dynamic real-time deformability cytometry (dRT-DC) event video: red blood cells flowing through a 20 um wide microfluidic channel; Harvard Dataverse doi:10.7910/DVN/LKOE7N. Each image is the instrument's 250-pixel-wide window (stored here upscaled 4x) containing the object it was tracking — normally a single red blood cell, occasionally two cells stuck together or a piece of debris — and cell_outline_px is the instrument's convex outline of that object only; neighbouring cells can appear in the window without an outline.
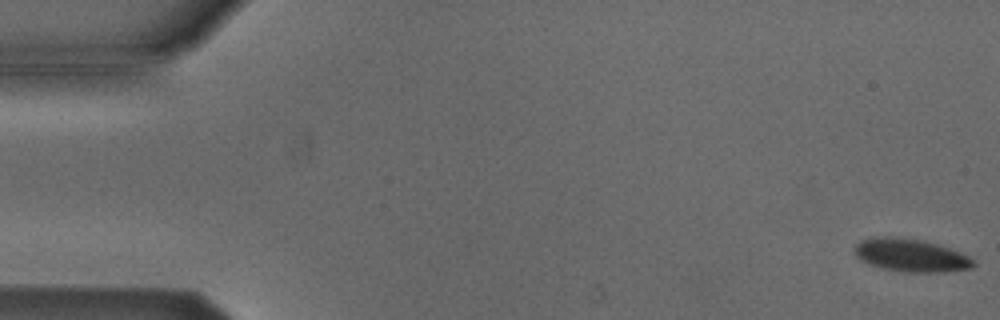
{"species": "Egyptian fruit bat (a non-hibernating species)", "species_latin": "Rousettus aegyptiacus", "temperature_condition": "cold", "stored_images_in_passage": 53, "camera_frame_rate_fps": 3000, "um_per_image_px": 0.085, "animal": {"sex": "male"}, "frame": {"image": 1, "passage_image": 1, "time_ms": 0.0, "image_size_px": [1000, 320], "cell_outline_px": [[976, 264], [972, 268], [944, 272], [900, 272], [868, 264], [860, 260], [856, 256], [856, 244], [860, 240], [884, 236], [892, 236], [920, 240], [936, 244], [960, 252], [968, 256]], "centroid_in_image_um": [77.42, 21.71], "position_along_channel_um": 7.6, "area_um2": 22.6}}
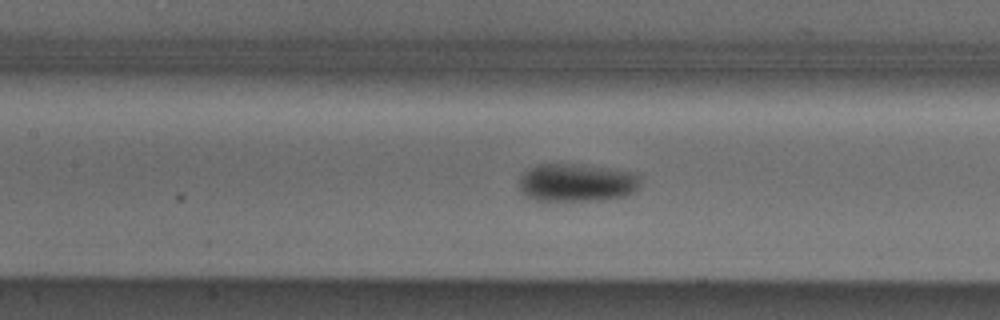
{"frame": {"image": 2, "passage_image": 24, "time_ms": 7.667, "image_size_px": [1000, 320], "cell_outline_px": [[640, 184], [636, 192], [628, 196], [600, 200], [536, 200], [524, 196], [520, 192], [520, 176], [528, 168], [536, 164], [572, 164], [632, 172], [636, 176]], "centroid_in_image_um": [48.98, 15.54], "position_along_channel_um": 158.4, "area_um2": 26.7}}
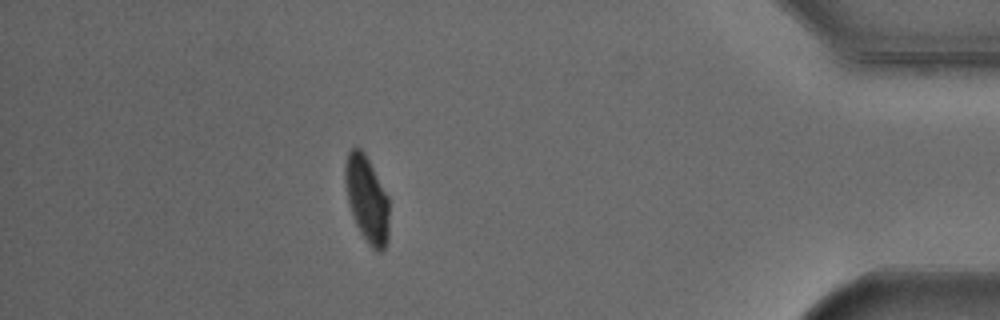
{"frame": {"image": 3, "passage_image": 47, "time_ms": 15.333, "image_size_px": [1000, 320], "cell_outline_px": [[388, 240], [384, 248], [380, 252], [372, 248], [368, 244], [360, 232], [352, 216], [348, 200], [344, 180], [344, 164], [348, 152], [356, 144], [364, 152], [388, 196]], "centroid_in_image_um": [31.16, 16.9], "position_along_channel_um": 404.0, "area_um2": 22.2}, "authors_computed_cell_mechanics": {"area_um2": 24.0448, "velocity_mm_per_s": 3.8461, "shape_relaxation_time_tau1_ms": 2.9008, "shape_relaxation_time_tau2_ms": null, "deformation_change_tau1": 0.1009, "deformation_change_tau2": null}}